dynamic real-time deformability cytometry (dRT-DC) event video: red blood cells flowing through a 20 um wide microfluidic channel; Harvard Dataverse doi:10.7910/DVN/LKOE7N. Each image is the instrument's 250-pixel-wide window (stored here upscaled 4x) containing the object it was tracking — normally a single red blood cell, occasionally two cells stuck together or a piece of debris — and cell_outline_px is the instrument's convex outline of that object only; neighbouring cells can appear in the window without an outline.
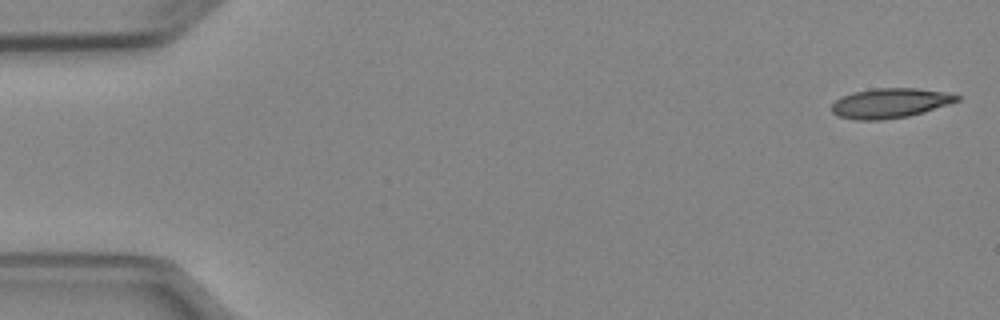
{"species": "Egyptian fruit bat (a non-hibernating species)", "species_latin": "Rousettus aegyptiacus", "temperature_condition": "cold", "stored_images_in_passage": 4, "camera_frame_rate_fps": 3000, "um_per_image_px": 0.085, "animal": {"sex": "female"}, "frame": {"image": 1, "passage_image": 1, "time_ms": 0.0, "image_size_px": [1000, 320], "cell_outline_px": [[964, 96], [960, 100], [924, 112], [908, 116], [880, 120], [856, 120], [836, 116], [832, 112], [832, 104], [836, 100], [852, 92], [872, 88], [916, 88], [948, 92]], "centroid_in_image_um": [75.68, 8.76], "position_along_channel_um": 9.3, "area_um2": 21.91}}
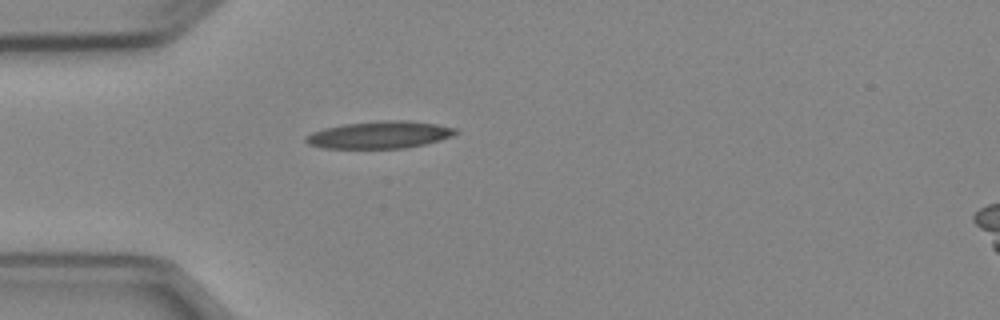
{"frame": {"image": 2, "passage_image": 4, "time_ms": 4.333, "image_size_px": [1000, 320], "cell_outline_px": [[460, 132], [452, 136], [440, 140], [424, 144], [404, 148], [324, 148], [308, 144], [304, 140], [304, 136], [312, 132], [324, 128], [344, 124], [376, 120], [404, 120], [436, 124], [456, 128]], "centroid_in_image_um": [32.26, 11.45], "position_along_channel_um": 52.7, "area_um2": 23.87}}